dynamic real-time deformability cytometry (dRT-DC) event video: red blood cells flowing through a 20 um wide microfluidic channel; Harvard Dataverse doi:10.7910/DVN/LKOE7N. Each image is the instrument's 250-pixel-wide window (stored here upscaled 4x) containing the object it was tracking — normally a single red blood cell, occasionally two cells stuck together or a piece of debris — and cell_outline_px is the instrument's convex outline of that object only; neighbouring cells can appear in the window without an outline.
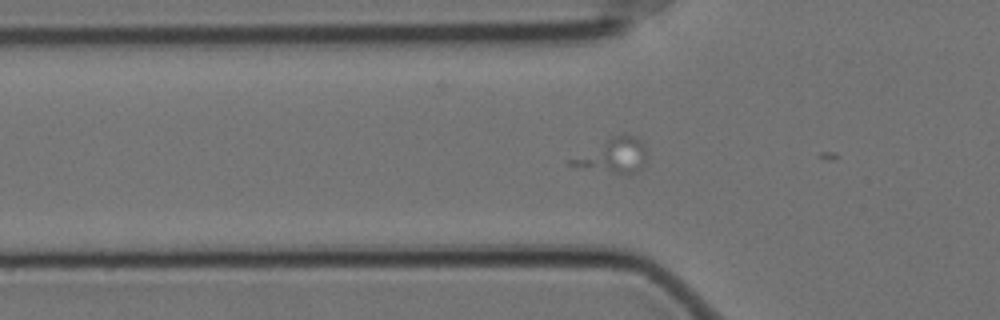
{"species": "Egyptian fruit bat (a non-hibernating species)", "species_latin": "Rousettus aegyptiacus", "temperature_condition": "cold", "stored_images_in_passage": 11, "camera_frame_rate_fps": 3000, "um_per_image_px": 0.085, "animal": {"sex": "female"}, "frame": {"image": 1, "passage_image": 3, "time_ms": 0.667, "image_size_px": [1000, 320], "cell_outline_px": [[648, 160], [644, 168], [640, 172], [628, 176], [568, 164], [568, 160], [616, 136], [636, 136], [644, 144]], "centroid_in_image_um": [52.26, 13.3], "position_along_channel_um": 73.5, "area_um2": 14.97}}